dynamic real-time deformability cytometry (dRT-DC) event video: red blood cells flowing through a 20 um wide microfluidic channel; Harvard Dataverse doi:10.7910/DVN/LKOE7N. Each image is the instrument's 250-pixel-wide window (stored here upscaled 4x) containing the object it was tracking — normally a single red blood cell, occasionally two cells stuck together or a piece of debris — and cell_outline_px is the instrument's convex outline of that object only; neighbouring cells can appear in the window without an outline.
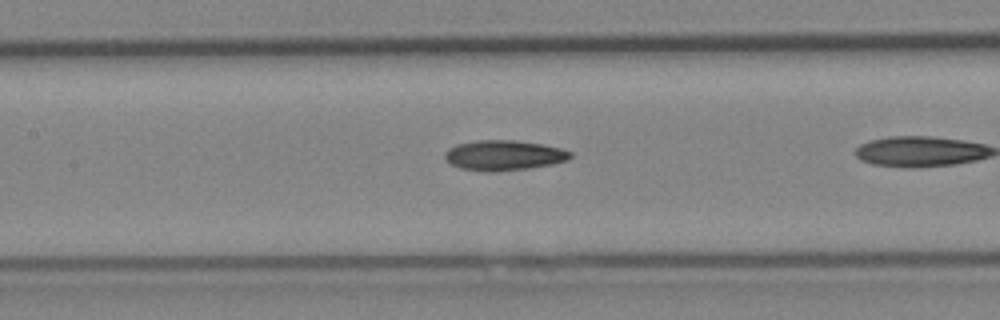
{"species": "Egyptian fruit bat (a non-hibernating species)", "species_latin": "Rousettus aegyptiacus", "temperature_condition": "cold", "stored_images_in_passage": 8, "camera_frame_rate_fps": 3000, "um_per_image_px": 0.085, "animal": {"sex": "female"}, "frame": {"image": 1, "passage_image": 7, "time_ms": 8.0, "image_size_px": [1000, 320], "cell_outline_px": [[572, 156], [568, 160], [552, 164], [528, 168], [492, 172], [460, 168], [452, 164], [444, 156], [444, 152], [448, 148], [456, 144], [480, 140], [516, 140], [540, 144], [560, 148], [572, 152]], "centroid_in_image_um": [42.83, 13.19], "position_along_channel_um": 164.6, "area_um2": 21.91}}